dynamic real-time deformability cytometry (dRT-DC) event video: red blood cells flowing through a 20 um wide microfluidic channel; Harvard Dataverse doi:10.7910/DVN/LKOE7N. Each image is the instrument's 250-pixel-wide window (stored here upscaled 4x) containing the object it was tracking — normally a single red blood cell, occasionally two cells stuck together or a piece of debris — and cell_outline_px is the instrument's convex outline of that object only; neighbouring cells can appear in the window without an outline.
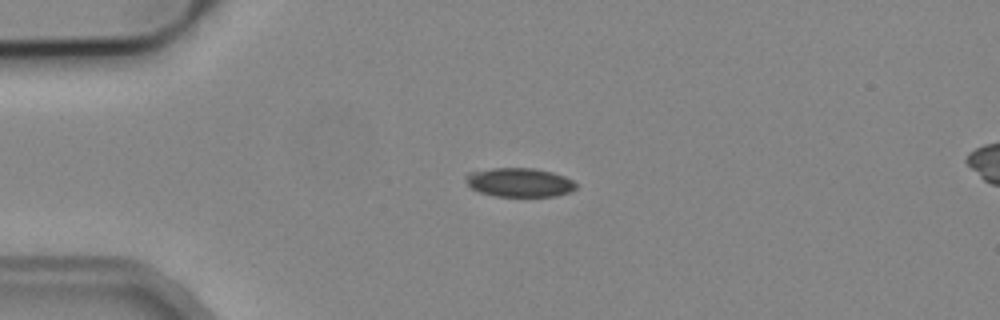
{"species": "common noctule bat (a hibernating species)", "species_latin": "Nyctalus noctula", "temperature_condition": "cold", "stored_images_in_passage": 2, "camera_frame_rate_fps": 3000, "um_per_image_px": 0.085, "animal": {"sex": "male", "body_mass_g": 19.2, "forearm_length_mm": 51.8}, "frame": {"image": 1, "passage_image": 1, "time_ms": 0.0, "image_size_px": [1000, 320], "cell_outline_px": [[576, 188], [568, 192], [556, 196], [496, 196], [480, 192], [472, 188], [464, 180], [464, 176], [468, 172], [492, 168], [536, 168], [552, 172], [564, 176], [572, 180], [576, 184]], "centroid_in_image_um": [44.12, 15.49], "position_along_channel_um": 40.9, "area_um2": 18.61}}